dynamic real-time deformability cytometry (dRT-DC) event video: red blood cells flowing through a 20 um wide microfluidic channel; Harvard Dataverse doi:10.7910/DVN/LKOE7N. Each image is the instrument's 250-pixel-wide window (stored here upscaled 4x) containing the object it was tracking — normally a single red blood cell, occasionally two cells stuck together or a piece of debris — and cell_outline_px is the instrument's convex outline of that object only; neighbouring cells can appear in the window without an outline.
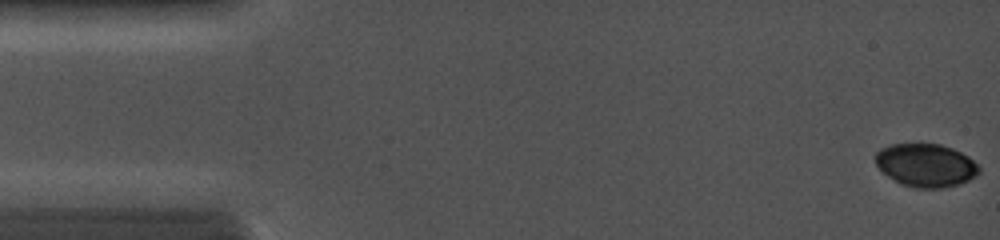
{"species": "common noctule bat (a hibernating species)", "species_latin": "Nyctalus noctula", "temperature_condition": "cold", "stored_images_in_passage": 6, "camera_frame_rate_fps": 5000, "um_per_image_px": 0.085, "animal": {"sex": "female", "body_mass_g": 19.0, "forearm_length_mm": 56.7}, "frame": {"image": 1, "passage_image": 1, "time_ms": 0.0, "image_size_px": [1000, 240], "cell_outline_px": [[980, 172], [968, 180], [956, 184], [936, 188], [916, 188], [900, 184], [888, 176], [876, 164], [876, 152], [880, 148], [892, 144], [940, 144], [952, 148], [968, 156], [980, 168]], "centroid_in_image_um": [78.68, 14.04], "position_along_channel_um": 6.3, "area_um2": 25.72}}